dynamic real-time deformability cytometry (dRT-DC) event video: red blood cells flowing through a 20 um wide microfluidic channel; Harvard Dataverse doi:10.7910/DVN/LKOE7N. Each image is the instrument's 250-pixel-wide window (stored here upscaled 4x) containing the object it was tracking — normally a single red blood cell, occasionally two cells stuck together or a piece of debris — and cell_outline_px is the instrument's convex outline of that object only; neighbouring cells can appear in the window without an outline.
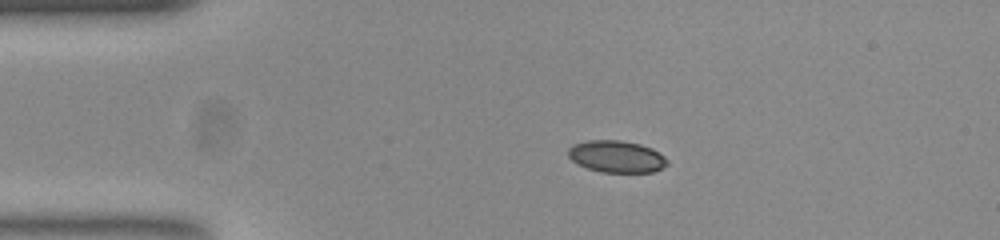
{"species": "common noctule bat (a hibernating species)", "species_latin": "Nyctalus noctula", "temperature_condition": "room temperature", "stored_images_in_passage": 43, "camera_frame_rate_fps": 3000, "um_per_image_px": 0.085, "animal": {"sex": "female", "body_mass_g": 23.0, "forearm_length_mm": 53.4}, "frame": {"image": 1, "passage_image": 1, "time_ms": 0.0, "image_size_px": [1000, 240], "cell_outline_px": [[668, 164], [652, 172], [600, 172], [576, 164], [568, 156], [568, 148], [572, 144], [588, 140], [620, 140], [640, 144], [652, 148], [664, 156], [668, 160]], "centroid_in_image_um": [52.37, 13.3], "position_along_channel_um": 32.6, "area_um2": 18.5}}
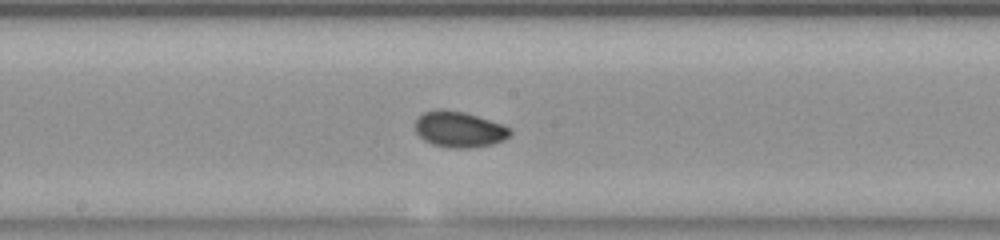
{"frame": {"image": 2, "passage_image": 18, "time_ms": 5.667, "image_size_px": [1000, 240], "cell_outline_px": [[512, 132], [504, 140], [492, 144], [472, 148], [448, 148], [432, 144], [424, 140], [416, 132], [416, 120], [424, 112], [436, 108], [444, 108], [464, 112], [500, 124], [508, 128]], "centroid_in_image_um": [38.99, 11.0], "position_along_channel_um": 209.2, "area_um2": 19.77}}
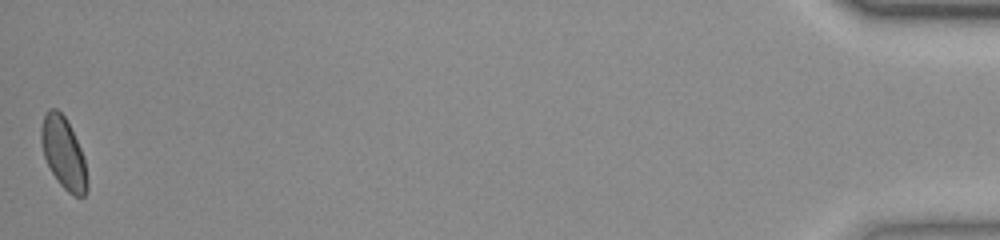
{"frame": {"image": 3, "passage_image": 43, "time_ms": 14.0, "image_size_px": [1000, 240], "cell_outline_px": [[88, 188], [84, 196], [76, 196], [68, 192], [60, 184], [52, 172], [44, 156], [40, 140], [40, 128], [44, 116], [48, 108], [56, 108], [64, 116], [80, 148], [84, 160], [88, 184]], "centroid_in_image_um": [5.38, 13.01], "position_along_channel_um": 429.8, "area_um2": 18.84}, "authors_computed_cell_mechanics": {"area_um2": 18.9584, "velocity_mm_per_s": 3.8688, "shape_relaxation_time_tau1_ms": 6.2019, "shape_relaxation_time_tau2_ms": 1.4906, "deformation_change_tau1": 0.12, "deformation_change_tau2": 0.0447}}